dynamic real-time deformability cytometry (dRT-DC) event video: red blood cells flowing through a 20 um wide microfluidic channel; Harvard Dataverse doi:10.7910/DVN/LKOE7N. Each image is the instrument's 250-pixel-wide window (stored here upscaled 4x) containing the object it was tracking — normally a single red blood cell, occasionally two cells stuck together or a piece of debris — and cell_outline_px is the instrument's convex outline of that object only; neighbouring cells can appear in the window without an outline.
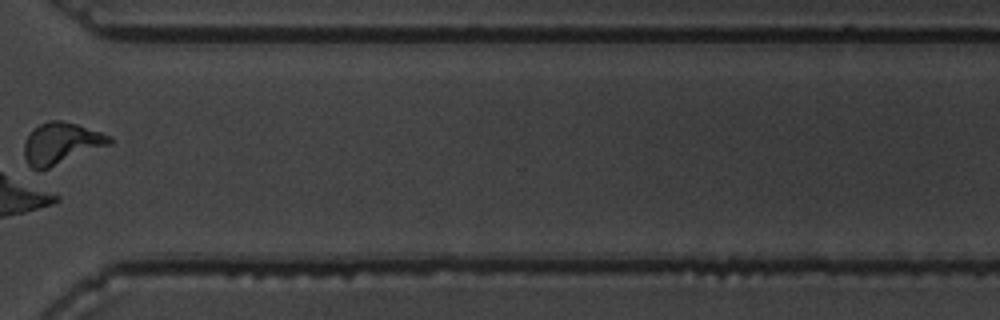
{"species": "common noctule bat (a hibernating species)", "species_latin": "Nyctalus noctula", "temperature_condition": "warm", "stored_images_in_passage": 13, "camera_frame_rate_fps": 3000, "um_per_image_px": 0.085, "animal": {"sex": "male", "body_mass_g": 19.5, "forearm_length_mm": 54.6}, "frame": {"image": 1, "passage_image": 10, "time_ms": 12.0, "image_size_px": [1000, 320], "cell_outline_px": [[112, 144], [48, 168], [32, 168], [28, 164], [24, 156], [24, 144], [28, 136], [40, 124], [48, 120], [64, 120], [112, 136]], "centroid_in_image_um": [5.22, 12.17], "position_along_channel_um": 365.4, "area_um2": 20.35}}